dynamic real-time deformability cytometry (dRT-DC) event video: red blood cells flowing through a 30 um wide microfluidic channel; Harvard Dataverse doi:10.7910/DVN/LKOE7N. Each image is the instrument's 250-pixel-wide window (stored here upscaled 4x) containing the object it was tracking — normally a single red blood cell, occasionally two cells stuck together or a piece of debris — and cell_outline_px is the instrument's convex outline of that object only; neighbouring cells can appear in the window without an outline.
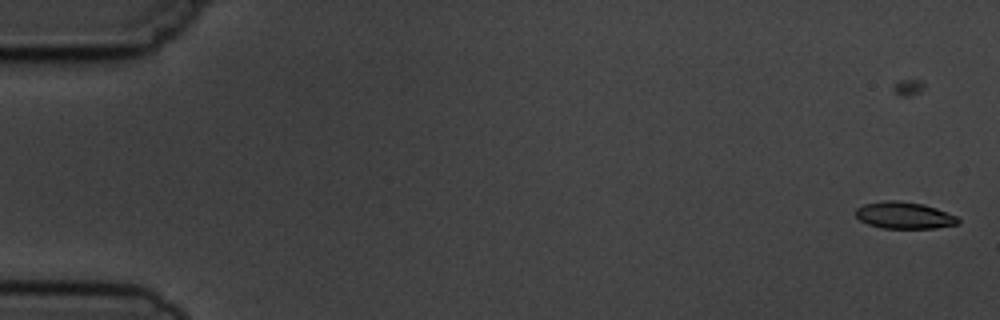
{"species": "common noctule bat (a hibernating species)", "species_latin": "Nyctalus noctula", "temperature_condition": "cold", "stored_images_in_passage": 7, "camera_frame_rate_fps": 3000, "um_per_image_px": 0.085, "animal": {"sex": "male", "body_mass_g": 19.5, "forearm_length_mm": 54.6}, "frame": {"image": 1, "passage_image": 1, "time_ms": 0.0, "image_size_px": [1000, 320], "cell_outline_px": [[960, 220], [956, 224], [936, 228], [884, 228], [868, 224], [860, 220], [856, 216], [856, 208], [864, 204], [884, 200], [900, 200], [924, 204], [936, 208], [956, 216]], "centroid_in_image_um": [76.84, 18.29], "position_along_channel_um": 8.2, "area_um2": 15.95}}